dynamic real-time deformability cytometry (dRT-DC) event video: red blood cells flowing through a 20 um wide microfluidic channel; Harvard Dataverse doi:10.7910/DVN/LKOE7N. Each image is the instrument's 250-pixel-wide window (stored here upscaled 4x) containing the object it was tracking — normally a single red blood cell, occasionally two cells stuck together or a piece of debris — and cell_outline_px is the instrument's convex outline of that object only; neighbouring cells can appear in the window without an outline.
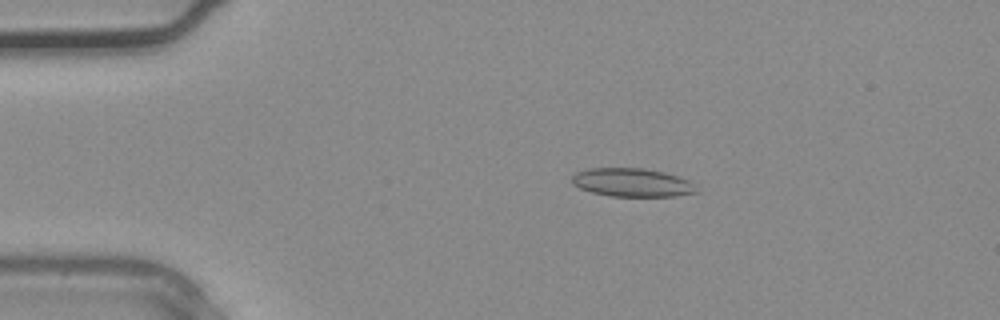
{"species": "common noctule bat (a hibernating species)", "species_latin": "Nyctalus noctula", "temperature_condition": "warm", "stored_images_in_passage": 2, "camera_frame_rate_fps": 3000, "um_per_image_px": 0.085, "animal": {"sex": "male", "body_mass_g": 20.4}, "frame": {"image": 1, "passage_image": 2, "time_ms": 0.333, "image_size_px": [1000, 320], "cell_outline_px": [[700, 192], [676, 196], [612, 196], [592, 192], [580, 188], [572, 184], [572, 176], [576, 172], [588, 168], [644, 168], [664, 172], [688, 180]], "centroid_in_image_um": [53.72, 15.51], "position_along_channel_um": 31.3, "area_um2": 20.58}}